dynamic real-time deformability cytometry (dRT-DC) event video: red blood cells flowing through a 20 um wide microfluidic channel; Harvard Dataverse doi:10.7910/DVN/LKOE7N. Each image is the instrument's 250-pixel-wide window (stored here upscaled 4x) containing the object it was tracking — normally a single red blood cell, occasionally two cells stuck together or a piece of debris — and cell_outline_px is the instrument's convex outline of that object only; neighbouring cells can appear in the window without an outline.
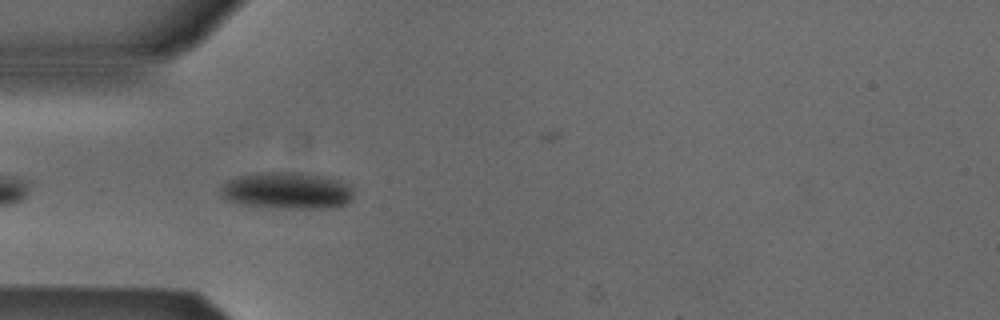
{"species": "Egyptian fruit bat (a non-hibernating species)", "species_latin": "Rousettus aegyptiacus", "temperature_condition": "cold", "stored_images_in_passage": 6, "camera_frame_rate_fps": 3000, "um_per_image_px": 0.085, "animal": {"sex": "male"}, "frame": {"image": 1, "passage_image": 3, "time_ms": 0.667, "image_size_px": [1000, 320], "cell_outline_px": [[352, 200], [348, 204], [336, 208], [288, 208], [244, 204], [224, 200], [220, 196], [220, 188], [228, 180], [240, 176], [264, 172], [304, 172], [324, 176], [340, 180], [352, 184]], "centroid_in_image_um": [24.46, 16.2], "position_along_channel_um": 60.5, "area_um2": 28.78}}